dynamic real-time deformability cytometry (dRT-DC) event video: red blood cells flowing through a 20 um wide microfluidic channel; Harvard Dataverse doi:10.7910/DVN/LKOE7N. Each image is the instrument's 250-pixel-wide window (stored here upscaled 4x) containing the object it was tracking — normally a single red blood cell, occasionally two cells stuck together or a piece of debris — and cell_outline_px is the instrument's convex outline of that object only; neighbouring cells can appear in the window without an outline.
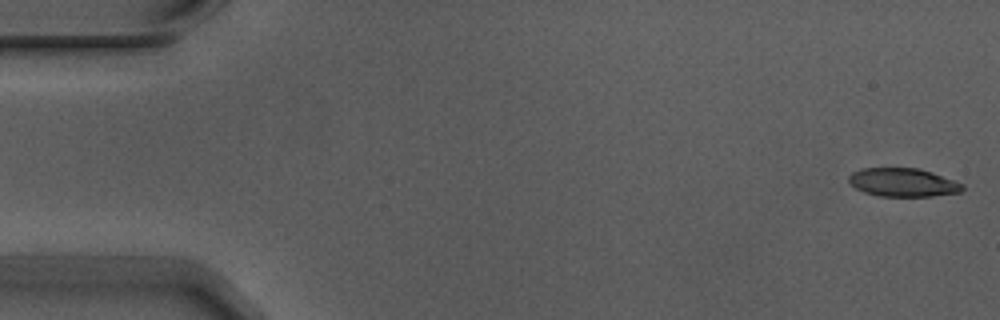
{"species": "Egyptian fruit bat (a non-hibernating species)", "species_latin": "Rousettus aegyptiacus", "temperature_condition": "warm", "stored_images_in_passage": 4, "camera_frame_rate_fps": 3000, "um_per_image_px": 0.085, "animal": {"sex": "male"}, "frame": {"image": 1, "passage_image": 1, "time_ms": 0.0, "image_size_px": [1000, 320], "cell_outline_px": [[964, 188], [960, 192], [932, 196], [880, 196], [864, 192], [856, 188], [848, 180], [848, 176], [852, 172], [860, 168], [920, 168], [932, 172], [964, 184]], "centroid_in_image_um": [76.75, 15.5], "position_along_channel_um": 8.3, "area_um2": 18.84}}